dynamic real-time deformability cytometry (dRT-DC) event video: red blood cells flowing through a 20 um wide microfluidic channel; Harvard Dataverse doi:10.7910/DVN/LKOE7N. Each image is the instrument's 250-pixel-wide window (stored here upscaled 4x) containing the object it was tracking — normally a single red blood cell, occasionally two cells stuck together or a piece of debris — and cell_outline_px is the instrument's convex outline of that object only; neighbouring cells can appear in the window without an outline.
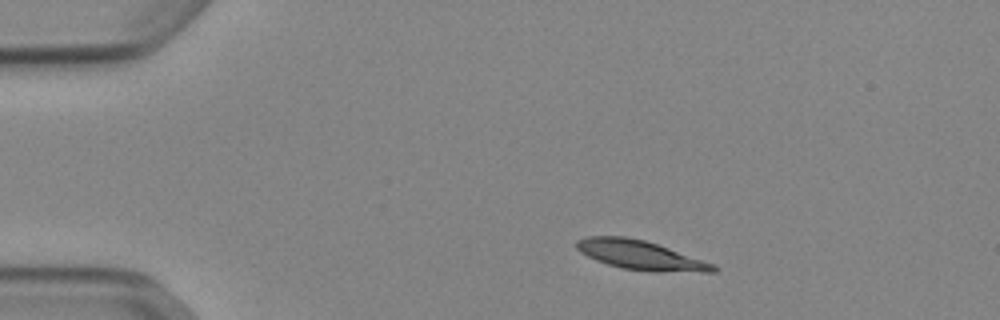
{"species": "Egyptian fruit bat (a non-hibernating species)", "species_latin": "Rousettus aegyptiacus", "temperature_condition": "cold", "stored_images_in_passage": 44, "camera_frame_rate_fps": 3000, "um_per_image_px": 0.085, "animal": {"sex": "female"}, "frame": {"image": 1, "passage_image": 1, "time_ms": 0.0, "image_size_px": [1000, 320], "cell_outline_px": [[720, 268], [716, 272], [648, 272], [620, 268], [596, 260], [580, 252], [576, 248], [576, 240], [588, 236], [624, 236], [644, 240], [716, 264]], "centroid_in_image_um": [54.47, 21.71], "position_along_channel_um": 30.5, "area_um2": 23.47}}
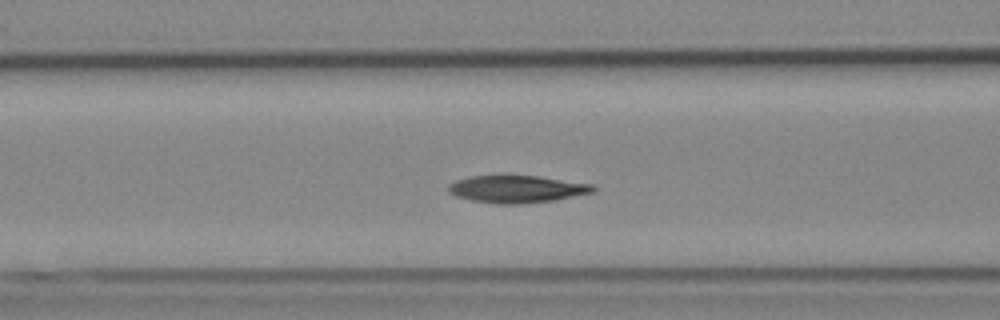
{"frame": {"image": 2, "passage_image": 13, "time_ms": 4.0, "image_size_px": [1000, 320], "cell_outline_px": [[596, 192], [556, 200], [524, 204], [496, 204], [472, 200], [456, 196], [448, 192], [448, 184], [456, 180], [468, 176], [540, 176], [596, 184]], "centroid_in_image_um": [44.0, 16.07], "position_along_channel_um": 122.6, "area_um2": 23.41}}
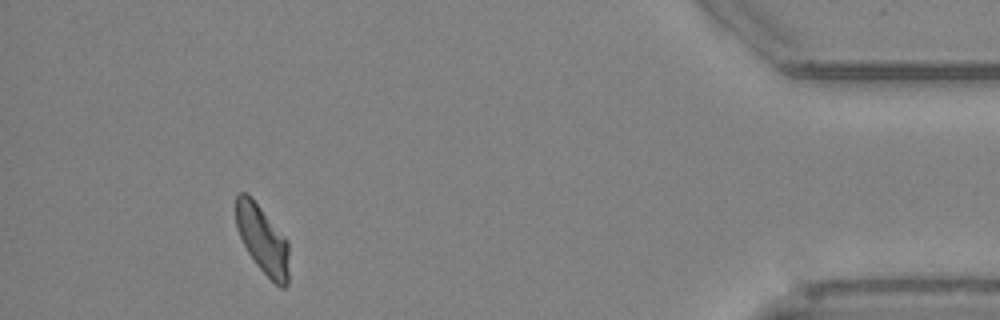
{"frame": {"image": 3, "passage_image": 40, "time_ms": 13.0, "image_size_px": [1000, 320], "cell_outline_px": [[288, 284], [284, 288], [280, 288], [256, 264], [248, 252], [240, 236], [236, 224], [236, 196], [240, 192], [248, 192], [252, 196], [288, 240]], "centroid_in_image_um": [22.32, 20.32], "position_along_channel_um": 412.9, "area_um2": 21.1}, "authors_computed_cell_mechanics": {"area_um2": 22.8888, "velocity_mm_per_s": 3.8452, "shape_relaxation_time_tau1_ms": 6.0771, "shape_relaxation_time_tau2_ms": 10.1049, "deformation_change_tau1": 0.1494, "deformation_change_tau2": 0.1297}}